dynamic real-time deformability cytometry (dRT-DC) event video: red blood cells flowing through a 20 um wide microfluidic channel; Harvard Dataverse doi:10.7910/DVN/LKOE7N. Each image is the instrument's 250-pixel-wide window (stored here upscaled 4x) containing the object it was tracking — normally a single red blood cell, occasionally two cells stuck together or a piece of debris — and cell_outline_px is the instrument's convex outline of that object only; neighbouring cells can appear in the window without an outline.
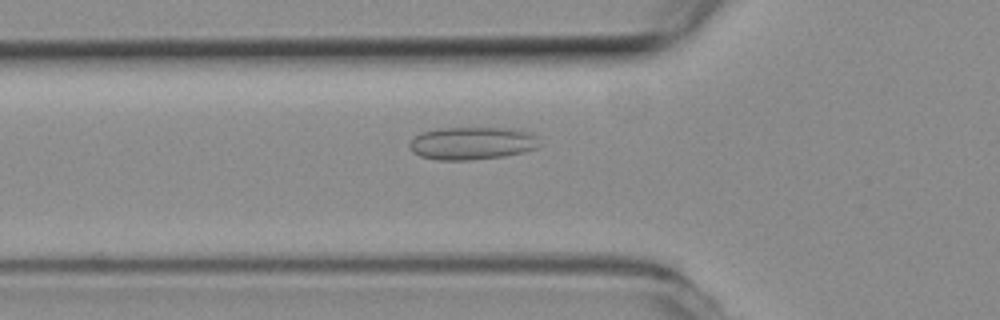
{"species": "common noctule bat (a hibernating species)", "species_latin": "Nyctalus noctula", "temperature_condition": "room temperature", "stored_images_in_passage": 50, "camera_frame_rate_fps": 3000, "um_per_image_px": 0.085, "animal": {"sex": "female", "body_mass_g": 19.3, "forearm_length_mm": 54.1}, "frame": {"image": 1, "passage_image": 14, "time_ms": 4.333, "image_size_px": [1000, 320], "cell_outline_px": [[540, 144], [536, 148], [504, 156], [468, 160], [440, 160], [420, 156], [412, 152], [408, 144], [420, 132], [440, 128], [520, 128], [536, 136]], "centroid_in_image_um": [40.12, 12.16], "position_along_channel_um": 85.7, "area_um2": 24.8}}
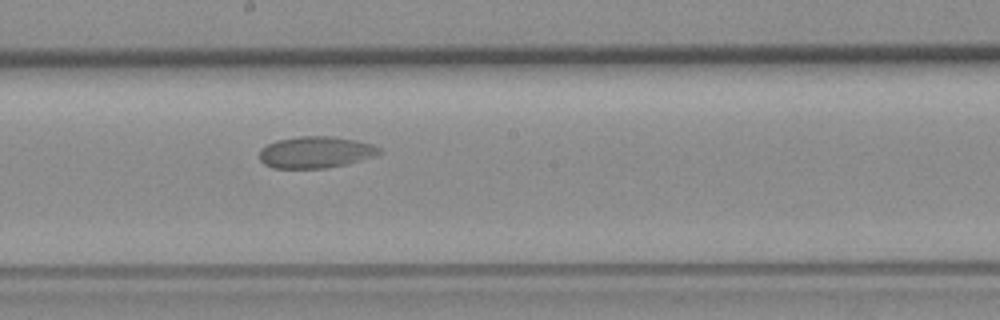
{"frame": {"image": 2, "passage_image": 25, "time_ms": 8.0, "image_size_px": [1000, 320], "cell_outline_px": [[384, 152], [376, 156], [344, 164], [324, 168], [272, 168], [264, 164], [260, 160], [260, 148], [276, 140], [300, 136], [332, 136], [356, 140], [372, 144], [380, 148]], "centroid_in_image_um": [26.83, 12.93], "position_along_channel_um": 221.4, "area_um2": 22.14}}
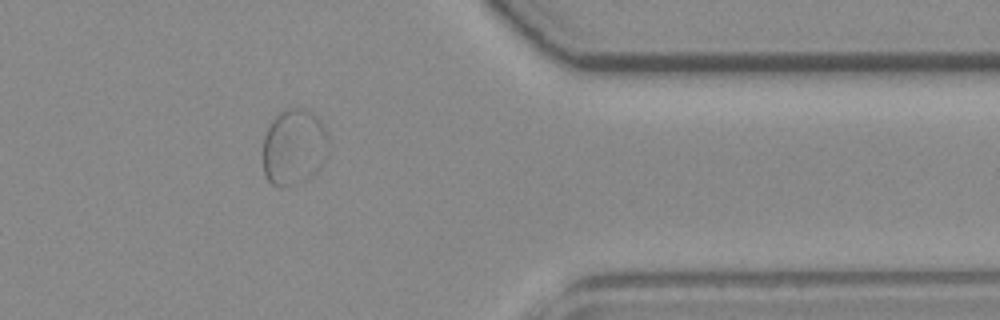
{"frame": {"image": 3, "passage_image": 40, "time_ms": 13.0, "image_size_px": [1000, 320], "cell_outline_px": [[328, 144], [316, 168], [304, 180], [284, 188], [280, 188], [272, 184], [268, 180], [264, 172], [264, 136], [272, 120], [280, 112], [288, 108], [304, 108], [312, 112], [324, 124], [328, 136]], "centroid_in_image_um": [24.94, 12.46], "position_along_channel_um": 386.5, "area_um2": 28.44}}